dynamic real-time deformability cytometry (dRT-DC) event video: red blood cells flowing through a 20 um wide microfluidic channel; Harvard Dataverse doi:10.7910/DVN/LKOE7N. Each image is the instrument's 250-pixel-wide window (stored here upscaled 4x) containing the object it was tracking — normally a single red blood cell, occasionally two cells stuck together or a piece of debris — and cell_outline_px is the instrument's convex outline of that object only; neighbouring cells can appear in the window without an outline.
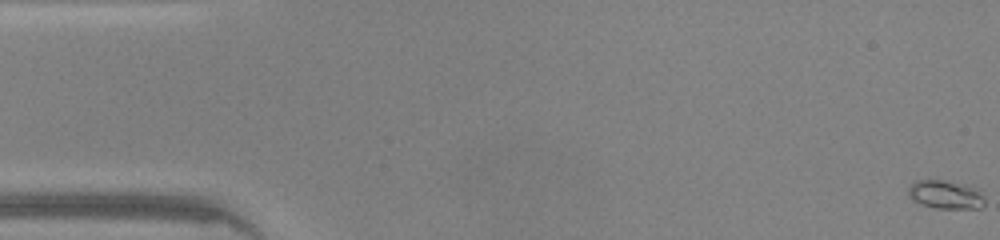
{"species": "common noctule bat (a hibernating species)", "species_latin": "Nyctalus noctula", "temperature_condition": "warm", "stored_images_in_passage": 48, "camera_frame_rate_fps": 3000, "um_per_image_px": 0.085, "animal": {"sex": "male", "body_mass_g": 20.0, "forearm_length_mm": 53.3}, "frame": {"image": 1, "passage_image": 1, "time_ms": 0.0, "image_size_px": [1000, 240], "cell_outline_px": [[984, 204], [980, 208], [936, 208], [920, 204], [912, 200], [908, 196], [908, 188], [916, 180], [944, 180], [968, 184], [980, 188], [984, 196]], "centroid_in_image_um": [80.41, 16.53], "position_along_channel_um": 4.6, "area_um2": 13.01}}
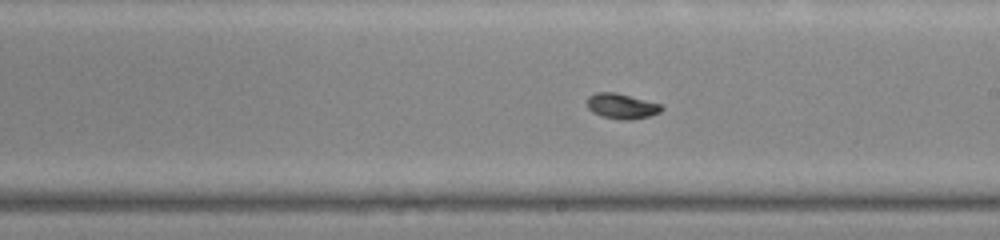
{"frame": {"image": 2, "passage_image": 27, "time_ms": 8.667, "image_size_px": [1000, 240], "cell_outline_px": [[664, 108], [660, 112], [648, 116], [632, 120], [620, 120], [600, 116], [592, 112], [588, 108], [588, 96], [596, 92], [616, 92], [660, 104]], "centroid_in_image_um": [52.82, 9.03], "position_along_channel_um": 236.2, "area_um2": 10.98}}
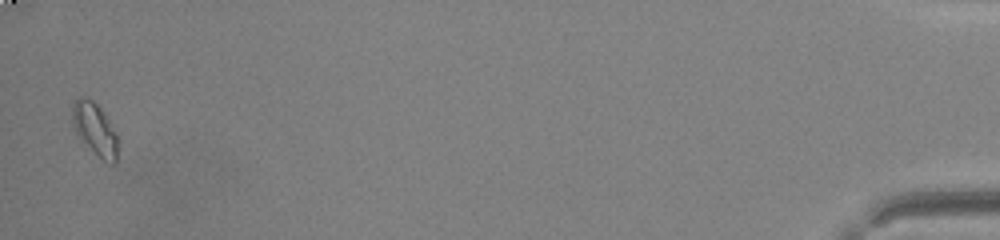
{"frame": {"image": 3, "passage_image": 47, "time_ms": 15.333, "image_size_px": [1000, 240], "cell_outline_px": [[120, 144], [116, 164], [112, 164], [104, 160], [76, 132], [72, 124], [72, 104], [80, 96], [84, 96], [92, 100], [100, 108], [116, 132], [120, 140]], "centroid_in_image_um": [8.12, 10.97], "position_along_channel_um": 427.1, "area_um2": 13.76}, "authors_computed_cell_mechanics": {"area_um2": 11.1843, "velocity_mm_per_s": 4.3196, "shape_relaxation_time_tau1_ms": 4.2282, "shape_relaxation_time_tau2_ms": null, "deformation_change_tau1": 0.1563, "deformation_change_tau2": null}}